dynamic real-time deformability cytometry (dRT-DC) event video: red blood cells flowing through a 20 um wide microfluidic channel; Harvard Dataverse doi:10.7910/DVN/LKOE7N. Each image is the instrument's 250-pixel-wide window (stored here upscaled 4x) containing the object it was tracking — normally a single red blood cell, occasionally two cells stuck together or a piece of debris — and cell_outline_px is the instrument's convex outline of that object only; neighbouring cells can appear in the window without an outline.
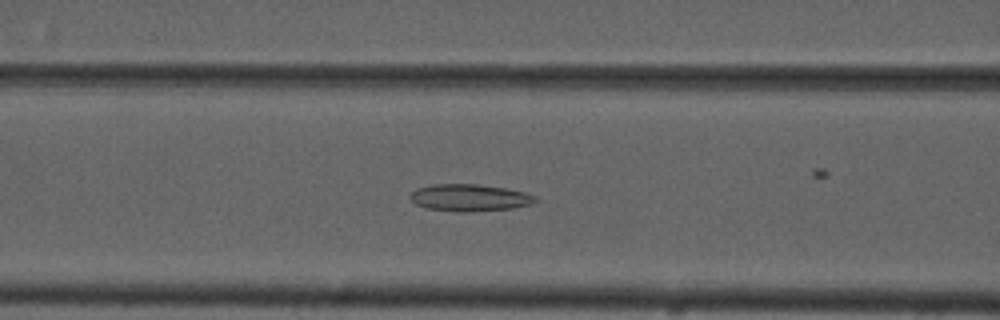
{"species": "common noctule bat (a hibernating species)", "species_latin": "Nyctalus noctula", "temperature_condition": "cold", "stored_images_in_passage": 51, "camera_frame_rate_fps": 3000, "um_per_image_px": 0.085, "animal": {"sex": "male", "forearm_length_mm": 52.5}, "frame": {"image": 1, "passage_image": 22, "time_ms": 7.0, "image_size_px": [1000, 320], "cell_outline_px": [[536, 200], [532, 204], [512, 208], [468, 212], [460, 212], [428, 208], [416, 204], [408, 196], [416, 188], [432, 184], [476, 184], [508, 188], [524, 192], [536, 196]], "centroid_in_image_um": [39.91, 16.79], "position_along_channel_um": 126.7, "area_um2": 19.71}}
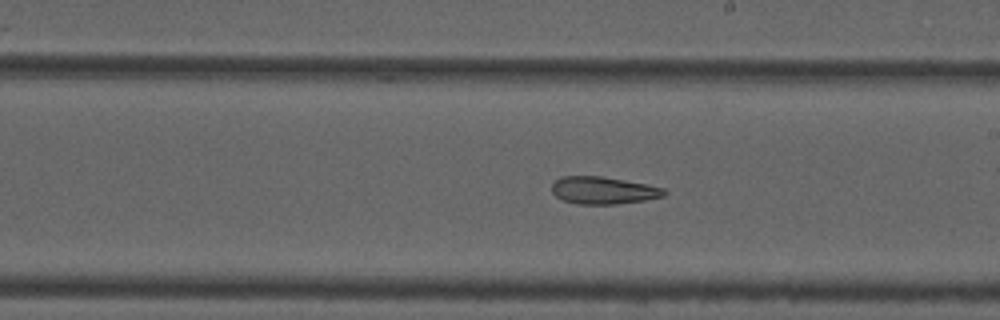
{"frame": {"image": 2, "passage_image": 31, "time_ms": 10.0, "image_size_px": [1000, 320], "cell_outline_px": [[668, 192], [664, 196], [644, 200], [616, 204], [576, 204], [564, 200], [556, 196], [552, 192], [552, 184], [560, 176], [600, 176], [624, 180], [664, 188]], "centroid_in_image_um": [51.26, 16.18], "position_along_channel_um": 237.7, "area_um2": 17.8}}
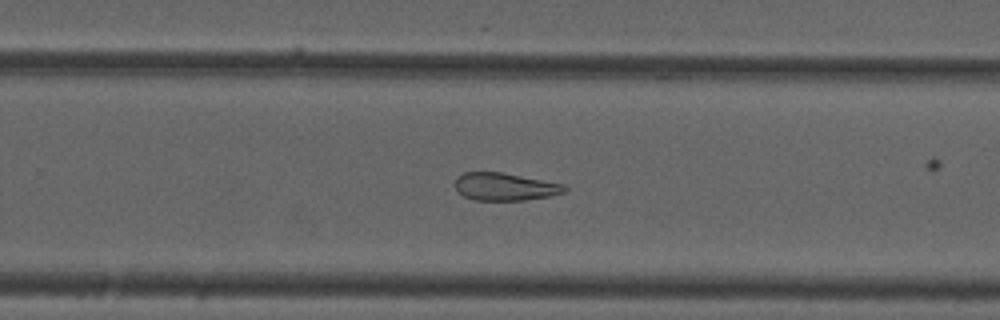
{"frame": {"image": 3, "passage_image": 35, "time_ms": 11.333, "image_size_px": [1000, 320], "cell_outline_px": [[568, 188], [564, 192], [548, 196], [524, 200], [472, 200], [456, 192], [452, 184], [456, 176], [464, 172], [500, 172], [564, 184]], "centroid_in_image_um": [42.82, 15.87], "position_along_channel_um": 287.0, "area_um2": 17.8}}